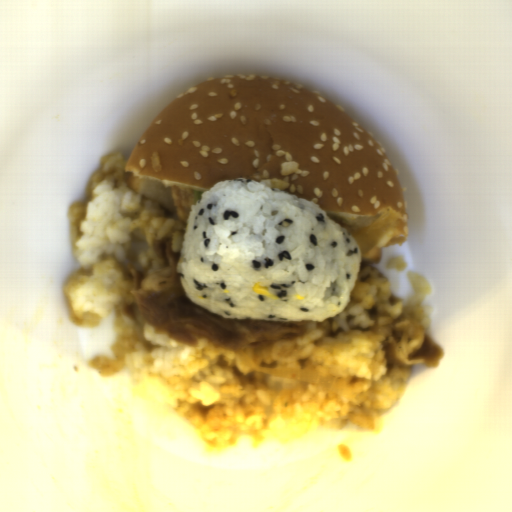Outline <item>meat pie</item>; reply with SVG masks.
Segmentation results:
<instances>
[{"mask_svg":"<svg viewBox=\"0 0 512 512\" xmlns=\"http://www.w3.org/2000/svg\"><path fill=\"white\" fill-rule=\"evenodd\" d=\"M171 193L176 216L182 222L188 224L192 207L195 204L194 198L196 196V191L190 188L181 187L177 184L172 185Z\"/></svg>","mask_w":512,"mask_h":512,"instance_id":"obj_1","label":"meat pie"}]
</instances>
